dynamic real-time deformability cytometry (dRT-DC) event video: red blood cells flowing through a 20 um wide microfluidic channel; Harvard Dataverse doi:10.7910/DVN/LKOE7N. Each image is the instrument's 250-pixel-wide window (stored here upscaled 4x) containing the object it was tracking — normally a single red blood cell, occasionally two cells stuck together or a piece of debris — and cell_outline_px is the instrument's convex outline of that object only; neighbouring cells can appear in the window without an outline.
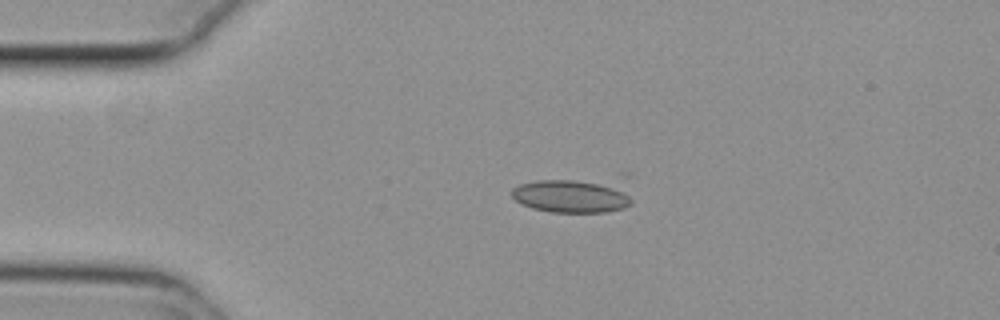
{"species": "common noctule bat (a hibernating species)", "species_latin": "Nyctalus noctula", "temperature_condition": "cold", "stored_images_in_passage": 43, "camera_frame_rate_fps": 3000, "um_per_image_px": 0.085, "animal": {"sex": "female", "body_mass_g": 29.2, "forearm_length_mm": 56.3}, "frame": {"image": 1, "passage_image": 1, "time_ms": 0.0, "image_size_px": [1000, 320], "cell_outline_px": [[632, 204], [624, 208], [604, 212], [552, 212], [532, 208], [520, 204], [512, 196], [512, 188], [520, 184], [536, 180], [572, 180], [596, 184], [612, 188], [628, 196], [632, 200]], "centroid_in_image_um": [48.41, 16.71], "position_along_channel_um": 36.6, "area_um2": 22.08}}
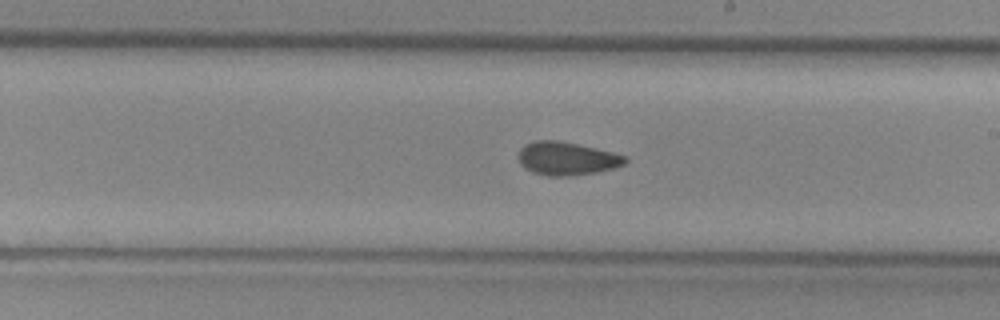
{"frame": {"image": 2, "passage_image": 20, "time_ms": 6.333, "image_size_px": [1000, 320], "cell_outline_px": [[628, 160], [624, 164], [600, 172], [568, 176], [548, 176], [532, 172], [524, 168], [520, 164], [520, 148], [524, 144], [536, 140], [556, 140], [576, 144], [612, 152], [624, 156]], "centroid_in_image_um": [48.15, 13.48], "position_along_channel_um": 240.8, "area_um2": 20.52}}
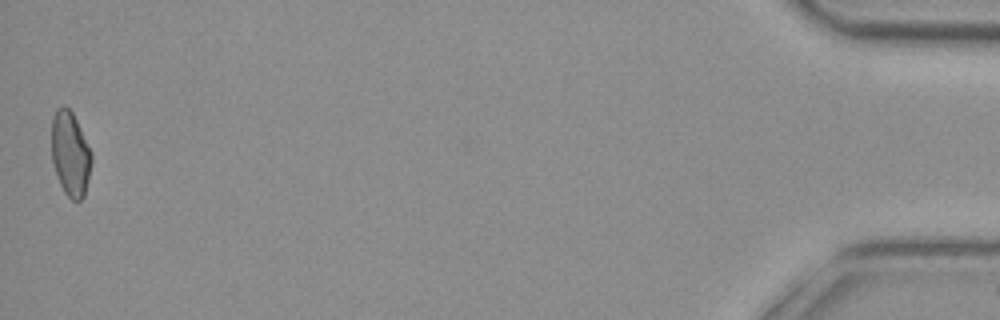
{"frame": {"image": 3, "passage_image": 43, "time_ms": 14.0, "image_size_px": [1000, 320], "cell_outline_px": [[92, 160], [88, 180], [84, 196], [80, 200], [72, 200], [64, 192], [60, 184], [52, 160], [52, 116], [56, 108], [64, 104], [72, 112], [76, 120], [92, 156]], "centroid_in_image_um": [5.96, 13.06], "position_along_channel_um": 429.2, "area_um2": 19.42}, "authors_computed_cell_mechanics": {"area_um2": 20.2878, "velocity_mm_per_s": 3.777, "shape_relaxation_time_tau1_ms": null, "shape_relaxation_time_tau2_ms": 2.2606, "deformation_change_tau1": null, "deformation_change_tau2": 0.08}}